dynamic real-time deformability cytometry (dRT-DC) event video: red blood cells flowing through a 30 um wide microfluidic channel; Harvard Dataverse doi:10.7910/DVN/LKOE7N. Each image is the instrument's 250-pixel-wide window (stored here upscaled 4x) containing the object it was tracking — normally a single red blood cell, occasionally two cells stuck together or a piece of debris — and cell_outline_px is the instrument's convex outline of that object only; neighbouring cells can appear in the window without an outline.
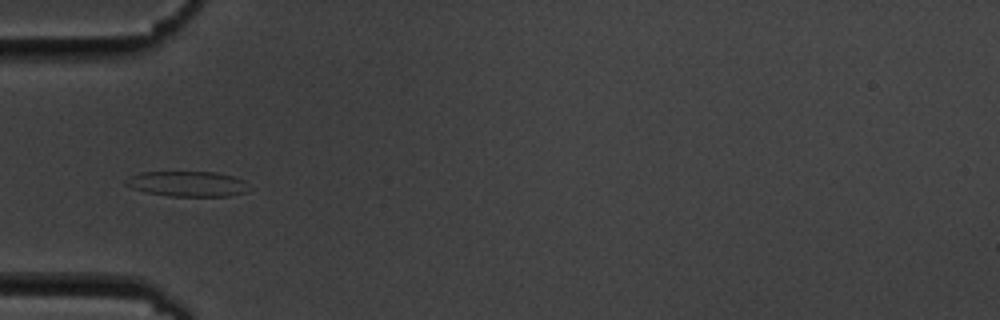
{"species": "common noctule bat (a hibernating species)", "species_latin": "Nyctalus noctula", "temperature_condition": "cold", "stored_images_in_passage": 7, "camera_frame_rate_fps": 3000, "um_per_image_px": 0.085, "animal": {"sex": "male", "body_mass_g": 19.5, "forearm_length_mm": 54.6}, "frame": {"image": 1, "passage_image": 5, "time_ms": 4.667, "image_size_px": [1000, 320], "cell_outline_px": [[252, 188], [248, 192], [228, 196], [168, 196], [148, 192], [132, 188], [124, 184], [124, 180], [140, 172], [216, 172], [232, 176], [244, 180]], "centroid_in_image_um": [15.99, 15.63], "position_along_channel_um": 69.0, "area_um2": 18.26}}
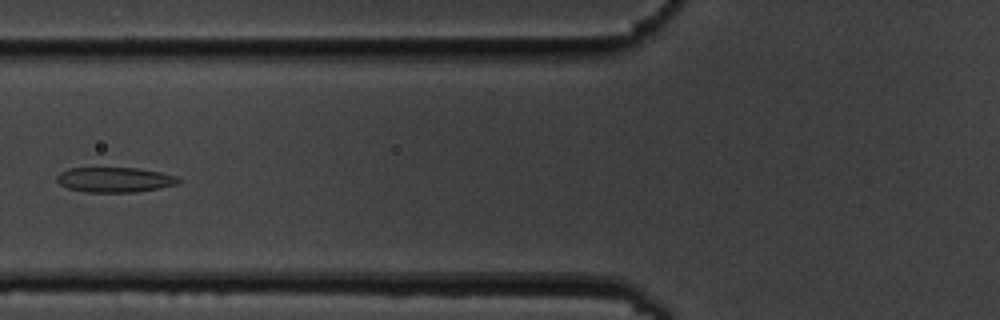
{"frame": {"image": 2, "passage_image": 6, "time_ms": 6.0, "image_size_px": [1000, 320], "cell_outline_px": [[180, 180], [176, 184], [160, 188], [136, 192], [84, 192], [68, 188], [60, 184], [56, 180], [56, 176], [60, 172], [68, 168], [136, 168], [160, 172], [176, 176]], "centroid_in_image_um": [9.72, 15.28], "position_along_channel_um": 116.1, "area_um2": 17.69}}
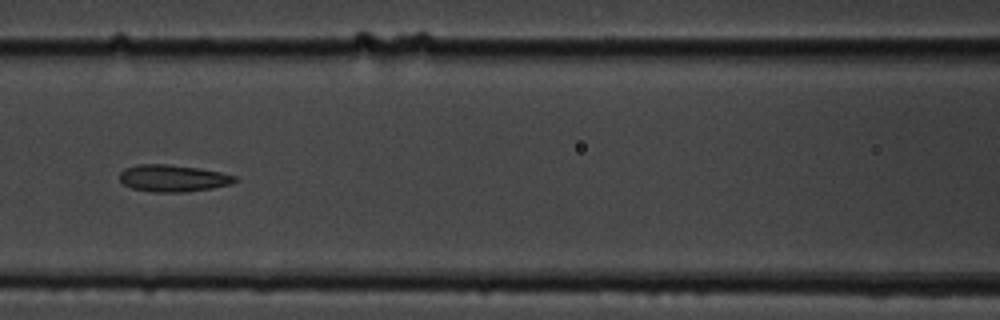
{"frame": {"image": 3, "passage_image": 7, "time_ms": 7.0, "image_size_px": [1000, 320], "cell_outline_px": [[240, 180], [232, 184], [212, 188], [184, 192], [152, 192], [132, 188], [124, 184], [120, 180], [120, 172], [124, 168], [136, 164], [168, 164], [196, 168], [220, 172], [236, 176]], "centroid_in_image_um": [14.71, 15.15], "position_along_channel_um": 151.9, "area_um2": 18.15}}